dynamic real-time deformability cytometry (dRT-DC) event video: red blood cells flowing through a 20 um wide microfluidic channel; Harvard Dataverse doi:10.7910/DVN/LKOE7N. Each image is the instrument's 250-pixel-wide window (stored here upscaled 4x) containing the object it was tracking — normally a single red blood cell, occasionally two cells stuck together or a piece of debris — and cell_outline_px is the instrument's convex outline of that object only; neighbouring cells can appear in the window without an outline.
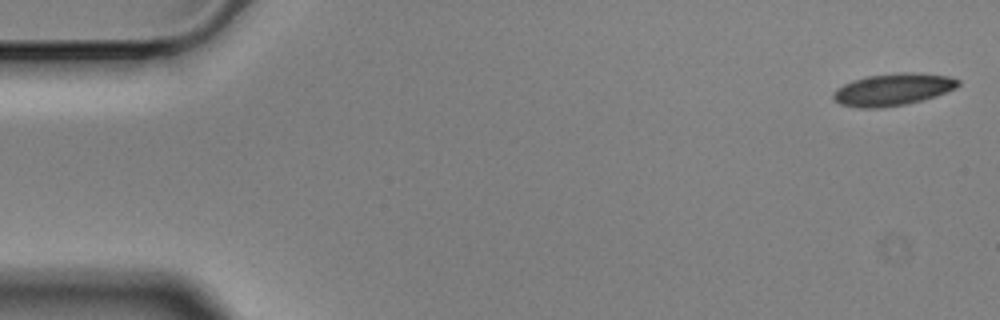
{"species": "Egyptian fruit bat (a non-hibernating species)", "species_latin": "Rousettus aegyptiacus", "temperature_condition": "cold", "stored_images_in_passage": 4, "camera_frame_rate_fps": 3000, "um_per_image_px": 0.085, "animal": {"sex": "male"}, "frame": {"image": 1, "passage_image": 1, "time_ms": 0.0, "image_size_px": [1000, 320], "cell_outline_px": [[960, 84], [956, 88], [936, 96], [924, 100], [884, 108], [856, 108], [840, 104], [832, 100], [832, 92], [836, 88], [852, 80], [868, 76], [900, 72], [920, 72], [948, 76], [960, 80]], "centroid_in_image_um": [75.88, 7.61], "position_along_channel_um": 9.1, "area_um2": 23.76}}